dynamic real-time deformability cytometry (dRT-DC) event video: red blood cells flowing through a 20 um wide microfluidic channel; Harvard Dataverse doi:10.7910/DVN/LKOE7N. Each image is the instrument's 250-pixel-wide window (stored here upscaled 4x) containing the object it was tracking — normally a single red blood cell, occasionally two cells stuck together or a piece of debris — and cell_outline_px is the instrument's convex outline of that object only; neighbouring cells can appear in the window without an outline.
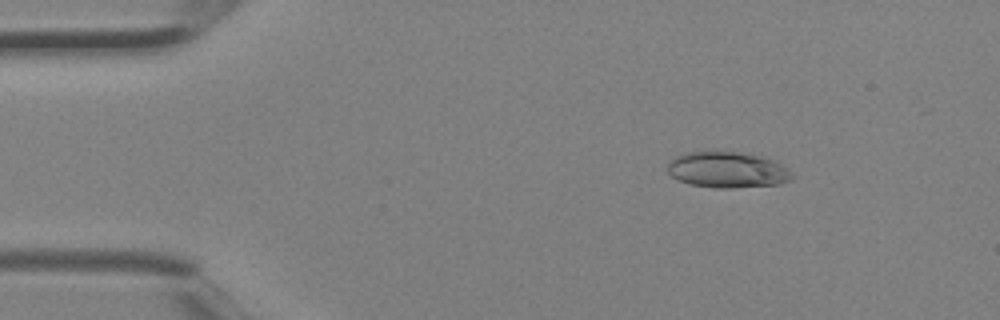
{"species": "Egyptian fruit bat (a non-hibernating species)", "species_latin": "Rousettus aegyptiacus", "temperature_condition": "room temperature", "stored_images_in_passage": 3, "camera_frame_rate_fps": 3000, "um_per_image_px": 0.085, "animal": {"sex": "female"}, "frame": {"image": 1, "passage_image": 1, "time_ms": 0.0, "image_size_px": [1000, 320], "cell_outline_px": [[796, 176], [792, 180], [780, 184], [732, 188], [712, 188], [688, 184], [676, 180], [668, 172], [668, 164], [676, 156], [688, 152], [736, 152], [760, 156], [772, 160], [788, 168]], "centroid_in_image_um": [61.85, 14.46], "position_along_channel_um": 23.1, "area_um2": 26.18}}
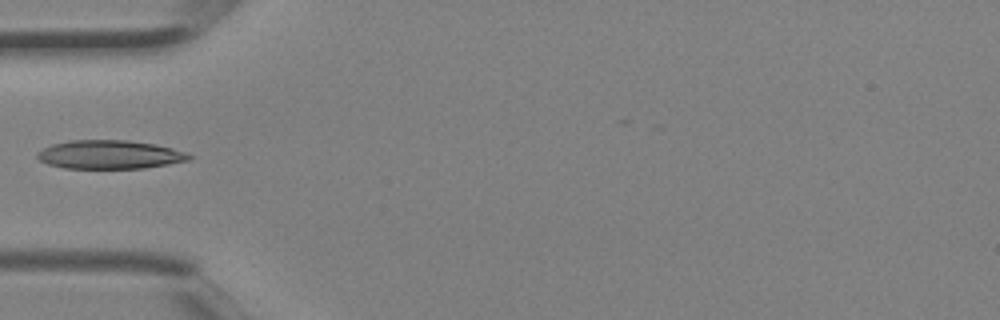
{"frame": {"image": 2, "passage_image": 3, "time_ms": 0.667, "image_size_px": [1000, 320], "cell_outline_px": [[192, 156], [188, 160], [168, 164], [144, 168], [64, 168], [48, 164], [40, 160], [36, 156], [36, 152], [52, 144], [68, 140], [128, 140], [156, 144], [172, 148], [184, 152]], "centroid_in_image_um": [9.29, 13.13], "position_along_channel_um": 75.7, "area_um2": 25.26}}